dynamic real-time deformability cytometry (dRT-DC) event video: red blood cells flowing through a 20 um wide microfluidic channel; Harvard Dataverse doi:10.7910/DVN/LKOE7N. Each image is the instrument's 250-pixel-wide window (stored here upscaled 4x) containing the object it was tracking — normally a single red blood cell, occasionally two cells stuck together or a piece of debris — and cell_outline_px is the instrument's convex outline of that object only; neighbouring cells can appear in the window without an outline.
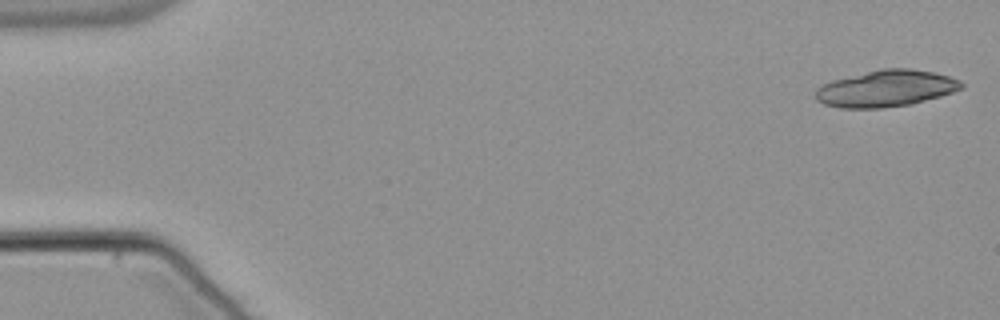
{"species": "common noctule bat (a hibernating species)", "species_latin": "Nyctalus noctula", "temperature_condition": "warm", "stored_images_in_passage": 9, "camera_frame_rate_fps": 3000, "um_per_image_px": 0.085, "animal": {"sex": "male", "body_mass_g": 21.5, "forearm_length_mm": 52.0}, "frame": {"image": 1, "passage_image": 1, "time_ms": 0.0, "image_size_px": [1000, 320], "cell_outline_px": [[964, 88], [940, 96], [912, 104], [880, 108], [840, 108], [824, 104], [816, 100], [816, 88], [820, 84], [832, 80], [880, 68], [908, 68], [932, 72], [948, 76], [960, 80], [964, 84]], "centroid_in_image_um": [75.29, 7.52], "position_along_channel_um": 9.7, "area_um2": 31.21}}